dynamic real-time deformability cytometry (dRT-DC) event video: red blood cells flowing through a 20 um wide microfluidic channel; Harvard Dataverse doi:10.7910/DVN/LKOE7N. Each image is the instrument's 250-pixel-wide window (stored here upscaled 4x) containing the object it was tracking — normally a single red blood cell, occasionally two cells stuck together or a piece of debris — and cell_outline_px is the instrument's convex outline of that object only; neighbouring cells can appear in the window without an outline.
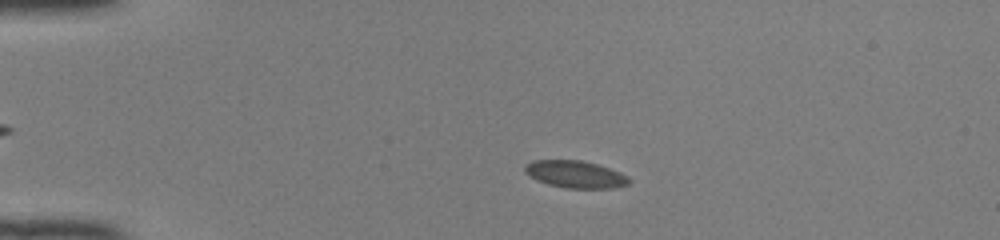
{"species": "common noctule bat (a hibernating species)", "species_latin": "Nyctalus noctula", "temperature_condition": "room temperature", "stored_images_in_passage": 50, "camera_frame_rate_fps": 3000, "um_per_image_px": 0.085, "animal": {"sex": "female", "body_mass_g": 22.0, "forearm_length_mm": 56.7}, "frame": {"image": 1, "passage_image": 10, "time_ms": 3.0, "image_size_px": [1000, 240], "cell_outline_px": [[632, 180], [628, 184], [612, 188], [568, 188], [548, 184], [536, 180], [524, 172], [524, 164], [532, 160], [580, 160], [596, 164], [620, 172], [628, 176]], "centroid_in_image_um": [48.88, 14.81], "position_along_channel_um": 36.1, "area_um2": 16.53}}
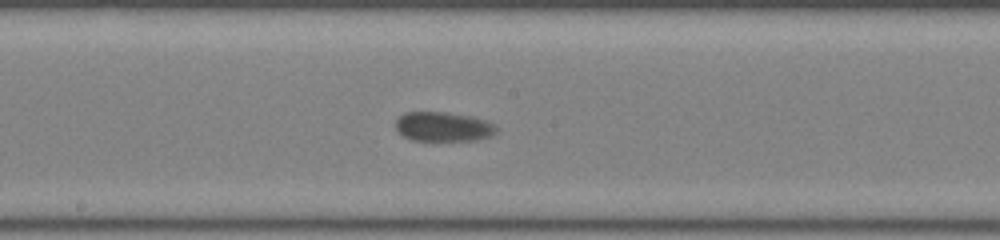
{"frame": {"image": 2, "passage_image": 27, "time_ms": 8.667, "image_size_px": [1000, 240], "cell_outline_px": [[496, 132], [492, 136], [476, 140], [412, 140], [404, 136], [396, 128], [396, 120], [404, 112], [444, 112], [468, 116], [484, 120], [492, 124], [496, 128]], "centroid_in_image_um": [37.66, 10.77], "position_along_channel_um": 210.5, "area_um2": 16.99}}
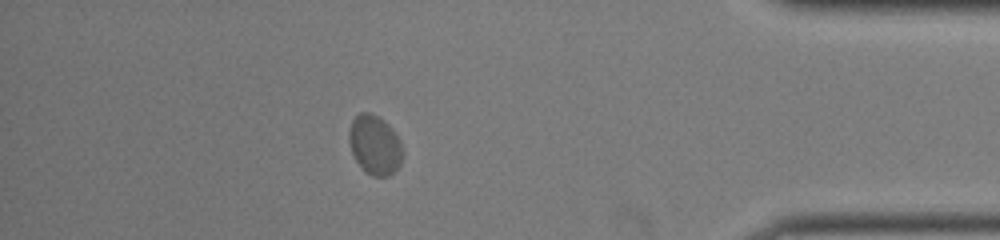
{"frame": {"image": 3, "passage_image": 44, "time_ms": 14.333, "image_size_px": [1000, 240], "cell_outline_px": [[400, 164], [388, 176], [372, 176], [364, 172], [360, 168], [352, 152], [348, 140], [348, 132], [352, 120], [360, 112], [368, 112], [376, 116], [388, 124], [392, 128], [400, 140]], "centroid_in_image_um": [31.8, 12.32], "position_along_channel_um": 403.4, "area_um2": 18.32}, "authors_computed_cell_mechanics": {"area_um2": 17.3689, "velocity_mm_per_s": 3.9794, "shape_relaxation_time_tau1_ms": 4.1362, "shape_relaxation_time_tau2_ms": null, "deformation_change_tau1": 0.0485, "deformation_change_tau2": null}}